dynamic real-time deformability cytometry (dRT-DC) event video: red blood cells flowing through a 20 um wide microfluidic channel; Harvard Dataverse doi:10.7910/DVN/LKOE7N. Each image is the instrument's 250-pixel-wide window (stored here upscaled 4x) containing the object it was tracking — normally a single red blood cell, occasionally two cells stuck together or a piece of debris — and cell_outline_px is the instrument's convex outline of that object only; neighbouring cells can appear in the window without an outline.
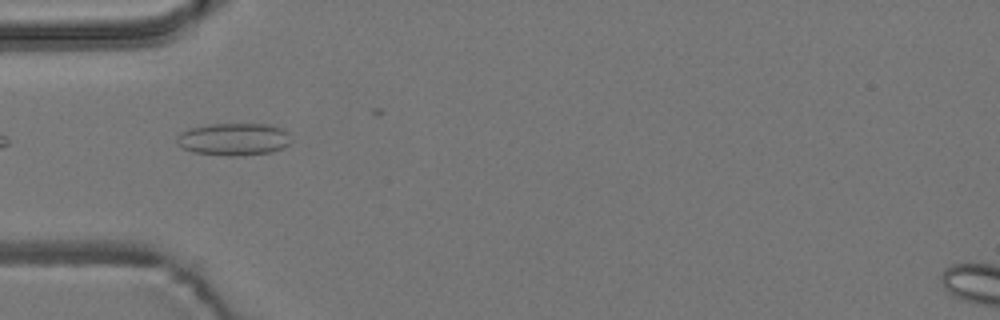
{"species": "common noctule bat (a hibernating species)", "species_latin": "Nyctalus noctula", "temperature_condition": "room temperature", "stored_images_in_passage": 5, "camera_frame_rate_fps": 3000, "um_per_image_px": 0.085, "animal": {"sex": "male", "body_mass_g": 19.2, "forearm_length_mm": 51.8}, "frame": {"image": 1, "passage_image": 4, "time_ms": 3.667, "image_size_px": [1000, 320], "cell_outline_px": [[292, 140], [284, 148], [272, 152], [236, 156], [228, 156], [192, 152], [176, 144], [176, 136], [180, 132], [188, 128], [208, 124], [268, 124], [284, 128], [288, 132]], "centroid_in_image_um": [19.87, 11.83], "position_along_channel_um": 65.1, "area_um2": 21.96}}